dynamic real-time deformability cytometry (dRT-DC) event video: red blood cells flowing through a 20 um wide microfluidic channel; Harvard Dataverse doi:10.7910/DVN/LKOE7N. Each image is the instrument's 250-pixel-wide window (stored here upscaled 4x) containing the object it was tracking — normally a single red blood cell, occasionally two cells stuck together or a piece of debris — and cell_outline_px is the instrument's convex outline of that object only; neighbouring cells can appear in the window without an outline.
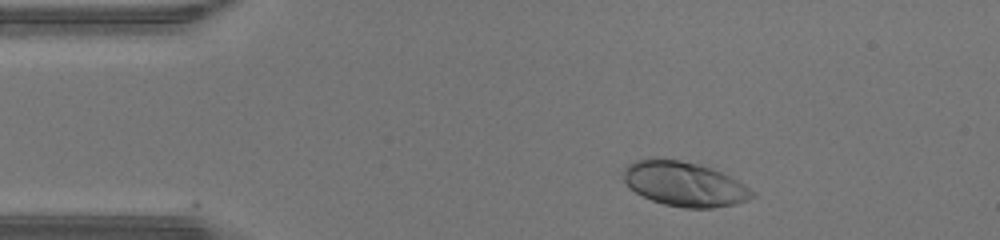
{"species": "human", "species_latin": "Homo sapiens", "temperature_condition": "warm", "stored_images_in_passage": 35, "camera_frame_rate_fps": 3000, "um_per_image_px": 0.085, "donor": {"sex": "male"}, "frame": {"image": 1, "passage_image": 4, "time_ms": 1.0, "image_size_px": [1000, 240], "cell_outline_px": [[756, 196], [748, 200], [736, 204], [712, 208], [684, 208], [664, 204], [652, 200], [636, 192], [620, 176], [624, 168], [628, 164], [636, 160], [680, 160], [712, 168], [744, 184], [756, 192]], "centroid_in_image_um": [58.2, 15.66], "position_along_channel_um": 26.8, "area_um2": 33.06}}
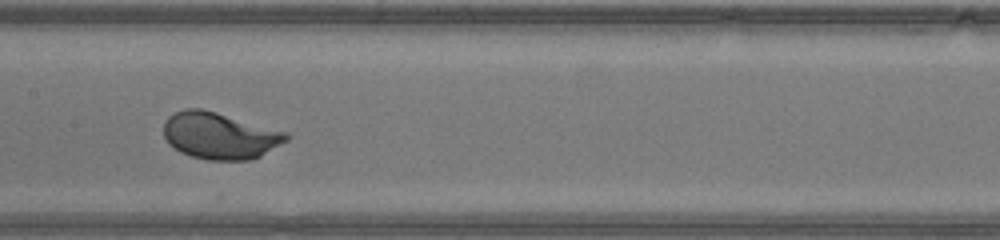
{"frame": {"image": 2, "passage_image": 19, "time_ms": 6.0, "image_size_px": [1000, 240], "cell_outline_px": [[292, 136], [288, 140], [260, 156], [252, 160], [208, 160], [192, 156], [180, 152], [168, 144], [164, 136], [164, 124], [168, 116], [184, 108], [200, 108], [216, 112], [288, 132]], "centroid_in_image_um": [18.69, 11.53], "position_along_channel_um": 188.7, "area_um2": 33.47}}
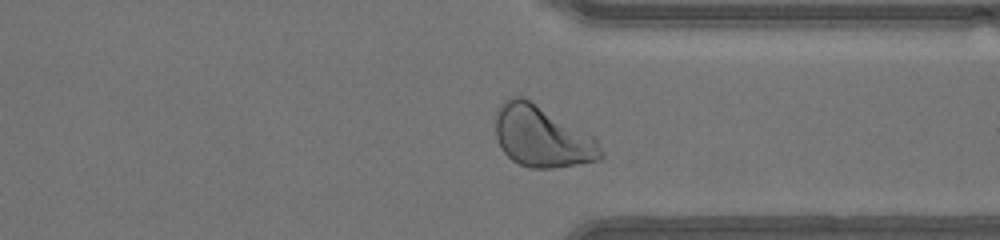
{"frame": {"image": 3, "passage_image": 31, "time_ms": 10.0, "image_size_px": [1000, 240], "cell_outline_px": [[604, 156], [600, 160], [552, 168], [532, 168], [520, 164], [512, 160], [504, 152], [496, 136], [496, 108], [508, 96], [524, 96], [596, 136], [604, 152]], "centroid_in_image_um": [46.11, 11.57], "position_along_channel_um": 365.3, "area_um2": 38.21}, "authors_computed_cell_mechanics": {"area_um2": 33.3506, "velocity_mm_per_s": 4.4422, "shape_relaxation_time_tau1_ms": 1.5853, "shape_relaxation_time_tau2_ms": null, "deformation_change_tau1": 0.1316, "deformation_change_tau2": null}}